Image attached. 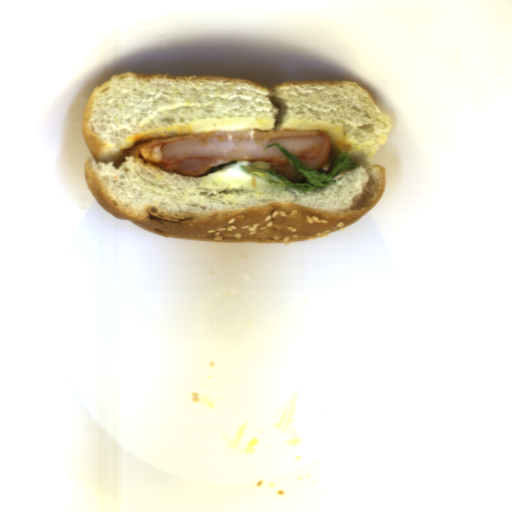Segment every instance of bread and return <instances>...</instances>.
Wrapping results in <instances>:
<instances>
[{
  "instance_id": "obj_1",
  "label": "bread",
  "mask_w": 512,
  "mask_h": 512,
  "mask_svg": "<svg viewBox=\"0 0 512 512\" xmlns=\"http://www.w3.org/2000/svg\"><path fill=\"white\" fill-rule=\"evenodd\" d=\"M395 121L351 80H294L267 86L225 75L122 72L92 90L80 119L90 150L86 185L97 205L158 236L253 244L306 242L339 231L375 208L382 165L352 167L315 191L282 188L237 161L185 176L125 156L138 143L214 131L314 130L329 137V172L341 154L367 162Z\"/></svg>"
}]
</instances>
